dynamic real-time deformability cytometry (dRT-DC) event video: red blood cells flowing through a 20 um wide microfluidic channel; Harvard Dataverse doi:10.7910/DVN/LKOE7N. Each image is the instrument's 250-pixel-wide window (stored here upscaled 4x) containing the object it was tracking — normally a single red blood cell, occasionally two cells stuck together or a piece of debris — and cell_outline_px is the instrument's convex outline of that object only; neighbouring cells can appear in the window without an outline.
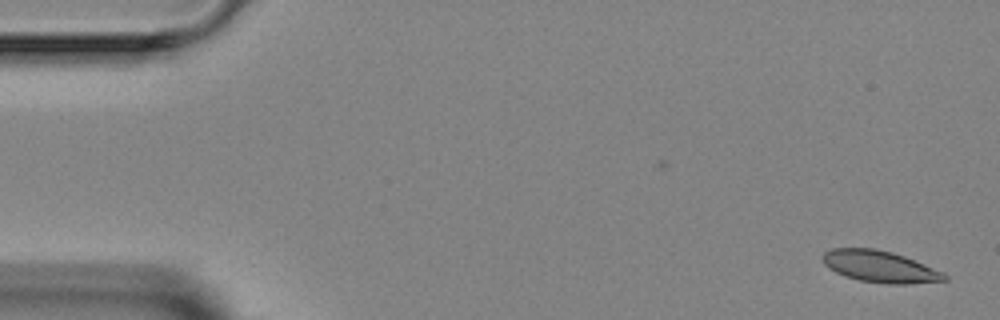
{"species": "Egyptian fruit bat (a non-hibernating species)", "species_latin": "Rousettus aegyptiacus", "temperature_condition": "room temperature", "stored_images_in_passage": 6, "camera_frame_rate_fps": 3000, "um_per_image_px": 0.085, "animal": {"sex": "female"}, "frame": {"image": 1, "passage_image": 1, "time_ms": 0.0, "image_size_px": [1000, 320], "cell_outline_px": [[948, 280], [908, 284], [888, 284], [860, 280], [844, 276], [828, 268], [824, 264], [820, 256], [824, 252], [832, 248], [876, 248], [892, 252], [904, 256], [944, 272], [948, 276]], "centroid_in_image_um": [74.77, 22.65], "position_along_channel_um": 10.2, "area_um2": 22.6}}